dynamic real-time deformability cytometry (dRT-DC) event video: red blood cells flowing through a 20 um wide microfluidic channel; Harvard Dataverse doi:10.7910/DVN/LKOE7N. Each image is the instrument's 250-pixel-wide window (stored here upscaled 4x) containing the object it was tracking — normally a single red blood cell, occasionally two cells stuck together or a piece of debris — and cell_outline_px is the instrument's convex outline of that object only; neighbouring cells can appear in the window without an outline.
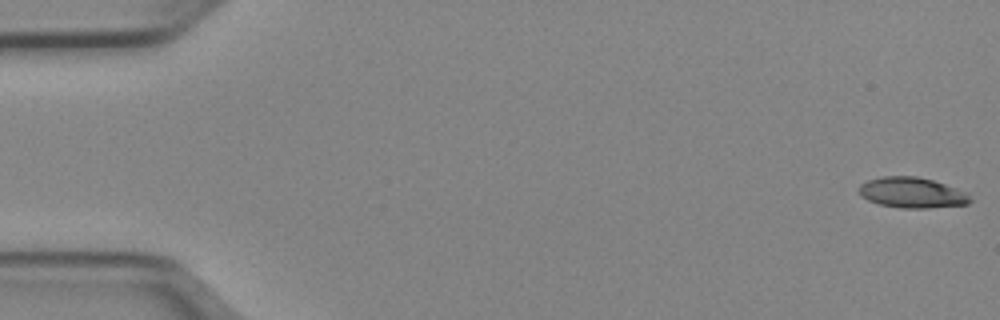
{"species": "Egyptian fruit bat (a non-hibernating species)", "species_latin": "Rousettus aegyptiacus", "temperature_condition": "cold", "stored_images_in_passage": 51, "camera_frame_rate_fps": 3000, "um_per_image_px": 0.085, "animal": {"sex": "female"}, "frame": {"image": 1, "passage_image": 1, "time_ms": 0.0, "image_size_px": [1000, 320], "cell_outline_px": [[972, 200], [968, 204], [928, 208], [900, 208], [880, 204], [868, 200], [860, 196], [860, 184], [868, 180], [880, 176], [916, 176], [932, 180], [968, 192]], "centroid_in_image_um": [77.53, 16.38], "position_along_channel_um": 7.5, "area_um2": 19.83}}
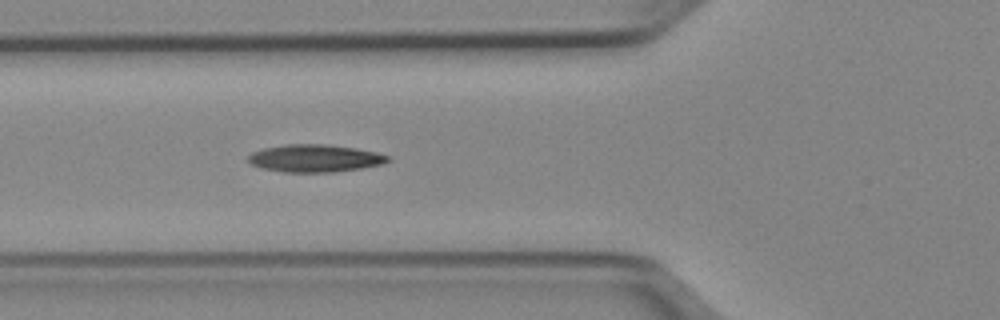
{"frame": {"image": 2, "passage_image": 19, "time_ms": 6.0, "image_size_px": [1000, 320], "cell_outline_px": [[392, 160], [380, 164], [360, 168], [332, 172], [284, 172], [260, 168], [252, 164], [248, 160], [248, 156], [252, 152], [264, 148], [284, 144], [324, 144], [356, 148], [376, 152], [392, 156]], "centroid_in_image_um": [26.77, 13.45], "position_along_channel_um": 99.0, "area_um2": 22.43}}
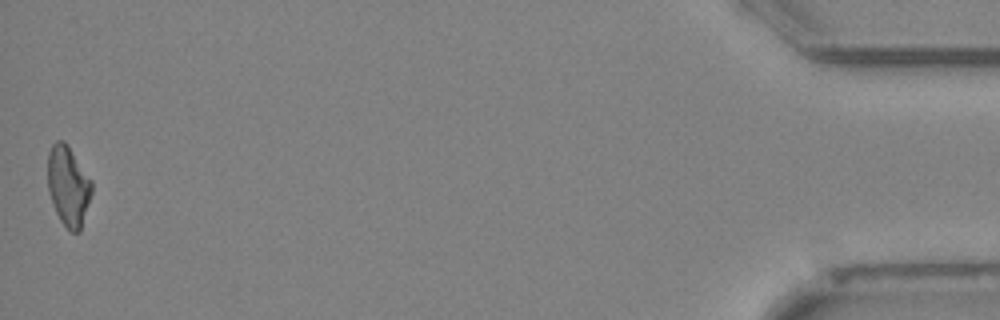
{"frame": {"image": 3, "passage_image": 51, "time_ms": 16.667, "image_size_px": [1000, 320], "cell_outline_px": [[92, 192], [80, 232], [72, 232], [60, 220], [56, 212], [48, 192], [48, 152], [52, 144], [56, 140], [64, 140], [92, 180]], "centroid_in_image_um": [5.8, 15.79], "position_along_channel_um": 429.4, "area_um2": 20.46}, "authors_computed_cell_mechanics": {"area_um2": 20.9236, "velocity_mm_per_s": 3.9733, "shape_relaxation_time_tau1_ms": null, "shape_relaxation_time_tau2_ms": 5.939, "deformation_change_tau1": null, "deformation_change_tau2": 0.1612}}